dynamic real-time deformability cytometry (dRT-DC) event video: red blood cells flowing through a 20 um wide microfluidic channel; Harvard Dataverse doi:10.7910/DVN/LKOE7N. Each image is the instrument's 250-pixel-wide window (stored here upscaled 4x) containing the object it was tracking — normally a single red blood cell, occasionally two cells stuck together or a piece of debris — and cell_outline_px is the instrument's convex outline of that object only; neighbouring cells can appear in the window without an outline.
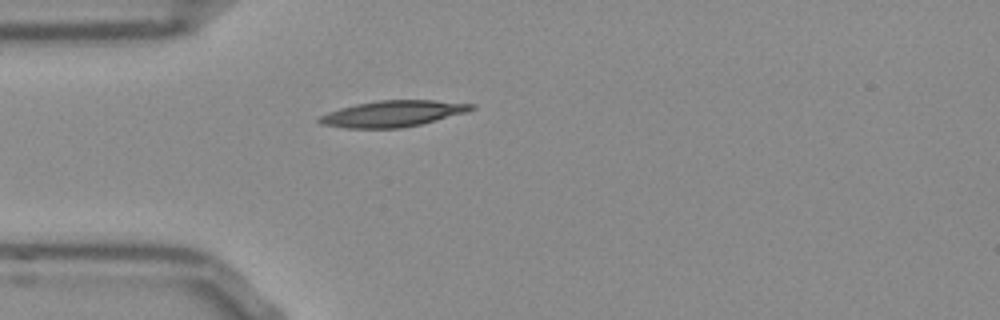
{"species": "Egyptian fruit bat (a non-hibernating species)", "species_latin": "Rousettus aegyptiacus", "temperature_condition": "room temperature", "stored_images_in_passage": 13, "camera_frame_rate_fps": 3000, "um_per_image_px": 0.085, "frame": {"image": 1, "passage_image": 1, "time_ms": 0.0, "image_size_px": [1000, 320], "cell_outline_px": [[476, 108], [468, 112], [420, 124], [400, 128], [344, 128], [320, 124], [316, 120], [320, 116], [328, 112], [340, 108], [356, 104], [376, 100], [436, 100], [476, 104]], "centroid_in_image_um": [33.4, 9.65], "position_along_channel_um": 51.6, "area_um2": 23.29}}
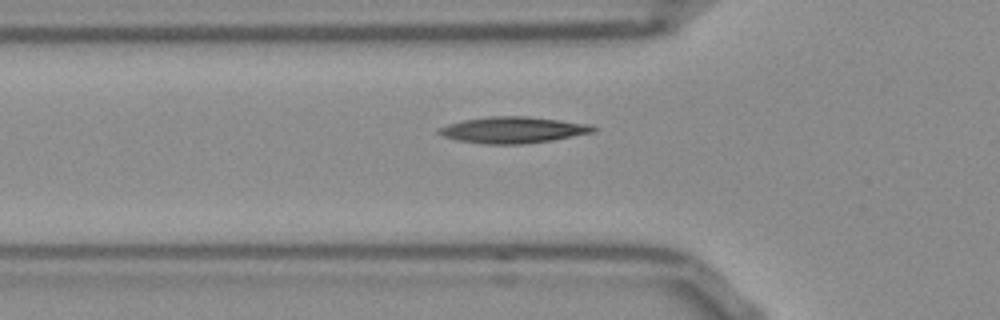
{"frame": {"image": 2, "passage_image": 4, "time_ms": 1.0, "image_size_px": [1000, 320], "cell_outline_px": [[596, 132], [552, 140], [520, 144], [488, 144], [460, 140], [444, 136], [436, 132], [440, 128], [448, 124], [464, 120], [488, 116], [528, 116], [592, 124], [596, 128]], "centroid_in_image_um": [43.67, 11.03], "position_along_channel_um": 82.1, "area_um2": 23.52}}
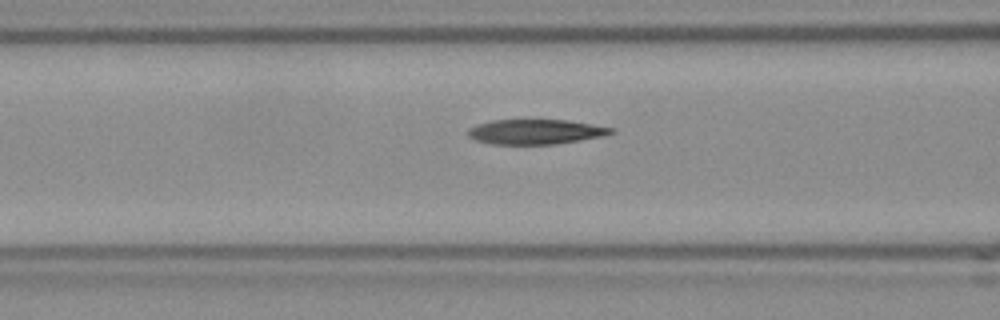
{"frame": {"image": 3, "passage_image": 7, "time_ms": 2.0, "image_size_px": [1000, 320], "cell_outline_px": [[616, 132], [600, 136], [552, 144], [492, 144], [476, 140], [468, 136], [468, 128], [476, 124], [492, 120], [568, 120], [612, 128]], "centroid_in_image_um": [45.45, 11.19], "position_along_channel_um": 121.2, "area_um2": 20.4}}